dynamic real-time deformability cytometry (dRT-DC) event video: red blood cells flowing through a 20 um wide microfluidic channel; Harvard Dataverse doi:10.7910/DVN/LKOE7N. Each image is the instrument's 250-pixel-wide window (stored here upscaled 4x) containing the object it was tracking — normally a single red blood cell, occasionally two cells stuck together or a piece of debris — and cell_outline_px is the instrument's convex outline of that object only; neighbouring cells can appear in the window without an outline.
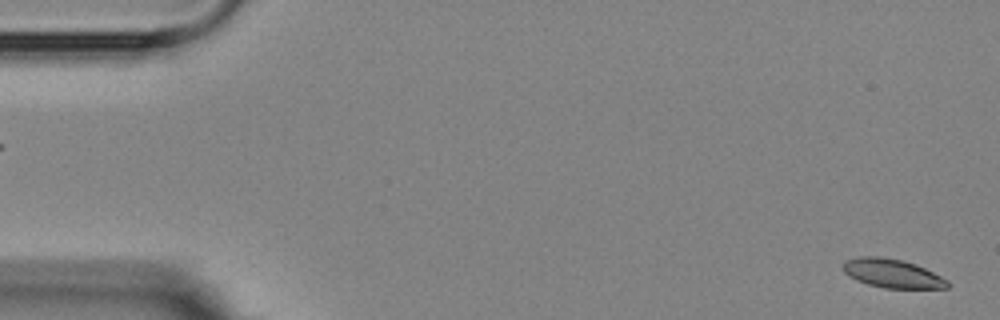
{"species": "Egyptian fruit bat (a non-hibernating species)", "species_latin": "Rousettus aegyptiacus", "temperature_condition": "room temperature", "stored_images_in_passage": 4, "camera_frame_rate_fps": 3000, "um_per_image_px": 0.085, "animal": {"sex": "female"}, "frame": {"image": 1, "passage_image": 1, "time_ms": 0.0, "image_size_px": [1000, 320], "cell_outline_px": [[948, 288], [884, 288], [868, 284], [856, 280], [848, 276], [840, 268], [844, 260], [860, 256], [880, 256], [900, 260], [916, 264], [948, 280]], "centroid_in_image_um": [75.77, 23.23], "position_along_channel_um": 9.2, "area_um2": 17.57}}
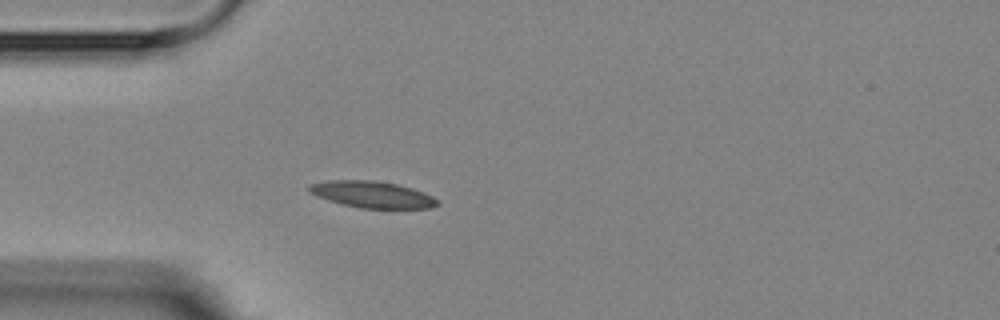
{"frame": {"image": 2, "passage_image": 4, "time_ms": 4.667, "image_size_px": [1000, 320], "cell_outline_px": [[440, 204], [432, 208], [360, 208], [328, 200], [316, 196], [308, 192], [308, 184], [328, 180], [372, 180], [396, 184], [412, 188], [432, 196], [440, 200]], "centroid_in_image_um": [31.63, 16.53], "position_along_channel_um": 53.4, "area_um2": 19.88}}